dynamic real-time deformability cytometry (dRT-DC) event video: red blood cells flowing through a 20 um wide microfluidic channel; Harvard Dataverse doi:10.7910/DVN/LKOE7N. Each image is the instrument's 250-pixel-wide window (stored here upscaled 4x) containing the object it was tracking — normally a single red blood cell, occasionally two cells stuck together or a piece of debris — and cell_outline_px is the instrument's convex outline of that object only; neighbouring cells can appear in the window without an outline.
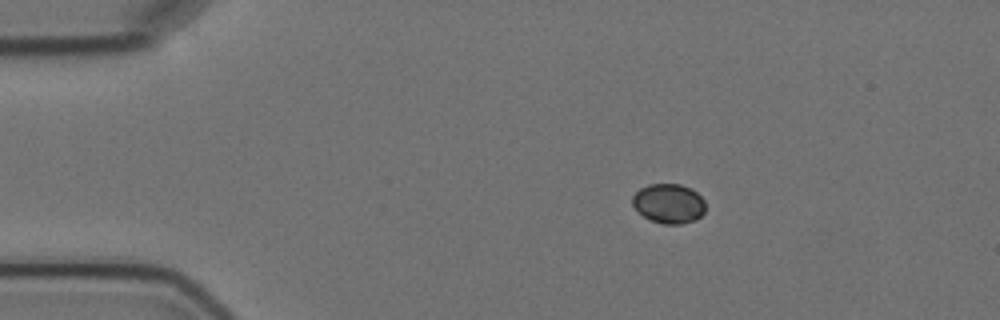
{"species": "Egyptian fruit bat (a non-hibernating species)", "species_latin": "Rousettus aegyptiacus", "temperature_condition": "cold", "stored_images_in_passage": 3, "camera_frame_rate_fps": 3000, "um_per_image_px": 0.085, "animal": {"sex": "female"}, "frame": {"image": 1, "passage_image": 1, "time_ms": 0.0, "image_size_px": [1000, 320], "cell_outline_px": [[704, 212], [696, 220], [680, 224], [664, 224], [652, 220], [644, 216], [632, 204], [632, 196], [640, 188], [648, 184], [680, 184], [696, 192], [704, 200]], "centroid_in_image_um": [56.84, 17.29], "position_along_channel_um": 28.2, "area_um2": 16.65}}